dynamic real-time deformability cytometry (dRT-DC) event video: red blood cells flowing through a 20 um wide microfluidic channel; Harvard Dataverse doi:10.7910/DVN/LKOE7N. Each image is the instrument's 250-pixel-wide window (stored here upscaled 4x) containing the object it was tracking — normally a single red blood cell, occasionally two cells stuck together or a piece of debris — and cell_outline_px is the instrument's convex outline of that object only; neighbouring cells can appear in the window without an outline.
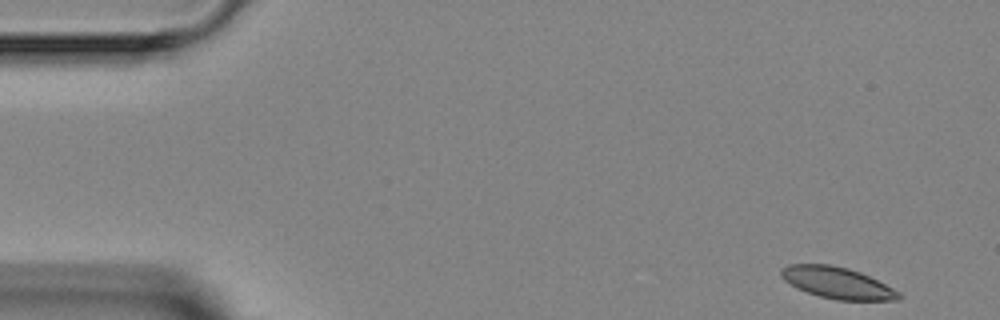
{"species": "Egyptian fruit bat (a non-hibernating species)", "species_latin": "Rousettus aegyptiacus", "temperature_condition": "room temperature", "stored_images_in_passage": 3, "camera_frame_rate_fps": 3000, "um_per_image_px": 0.085, "animal": {"sex": "female"}, "frame": {"image": 1, "passage_image": 1, "time_ms": 0.0, "image_size_px": [1000, 320], "cell_outline_px": [[904, 296], [900, 300], [836, 300], [820, 296], [796, 288], [784, 280], [780, 276], [780, 268], [788, 264], [828, 264], [848, 268], [860, 272], [900, 292]], "centroid_in_image_um": [71.15, 24.04], "position_along_channel_um": 13.9, "area_um2": 21.56}}
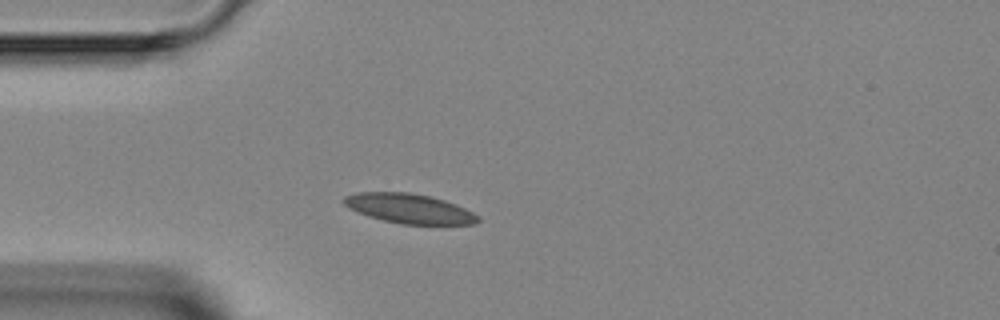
{"frame": {"image": 2, "passage_image": 3, "time_ms": 3.333, "image_size_px": [1000, 320], "cell_outline_px": [[480, 220], [476, 224], [400, 224], [368, 216], [348, 208], [340, 200], [344, 196], [360, 192], [408, 192], [428, 196], [444, 200], [456, 204], [480, 216]], "centroid_in_image_um": [34.77, 17.72], "position_along_channel_um": 50.2, "area_um2": 23.12}}